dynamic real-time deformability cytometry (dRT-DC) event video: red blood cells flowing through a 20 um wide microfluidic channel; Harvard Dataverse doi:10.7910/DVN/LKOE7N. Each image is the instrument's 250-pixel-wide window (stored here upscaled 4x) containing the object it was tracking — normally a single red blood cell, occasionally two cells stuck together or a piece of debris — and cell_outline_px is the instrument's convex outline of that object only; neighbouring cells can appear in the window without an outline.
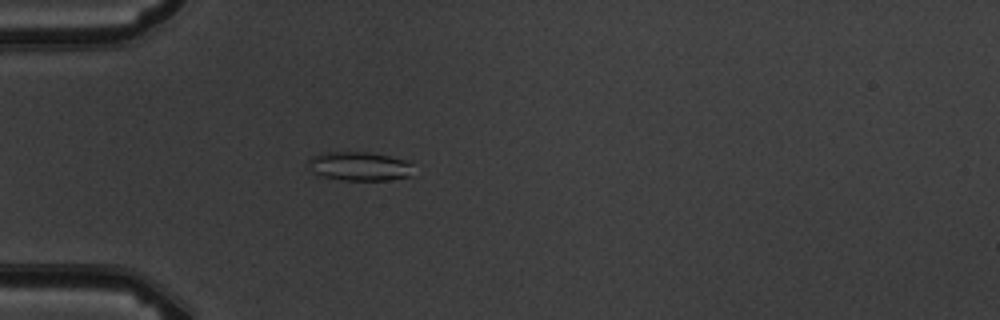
{"species": "common noctule bat (a hibernating species)", "species_latin": "Nyctalus noctula", "temperature_condition": "warm", "stored_images_in_passage": 5, "camera_frame_rate_fps": 3000, "um_per_image_px": 0.085, "animal": {"sex": "male", "body_mass_g": 19.5, "forearm_length_mm": 54.6}, "frame": {"image": 1, "passage_image": 5, "time_ms": 4.667, "image_size_px": [1000, 320], "cell_outline_px": [[412, 160], [408, 176], [388, 180], [340, 180], [324, 176], [312, 172], [308, 168], [308, 160], [312, 156], [324, 152], [368, 152]], "centroid_in_image_um": [30.52, 14.12], "position_along_channel_um": 54.5, "area_um2": 17.74}}